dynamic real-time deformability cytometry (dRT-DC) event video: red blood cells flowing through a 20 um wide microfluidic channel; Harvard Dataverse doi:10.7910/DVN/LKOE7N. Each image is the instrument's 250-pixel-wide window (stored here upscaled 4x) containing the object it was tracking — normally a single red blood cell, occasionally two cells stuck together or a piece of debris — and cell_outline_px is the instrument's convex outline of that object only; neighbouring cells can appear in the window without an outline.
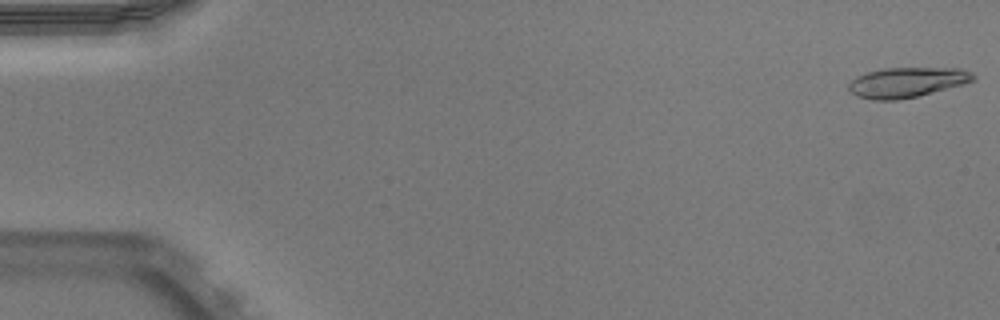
{"species": "Egyptian fruit bat (a non-hibernating species)", "species_latin": "Rousettus aegyptiacus", "temperature_condition": "warm", "stored_images_in_passage": 51, "camera_frame_rate_fps": 3000, "um_per_image_px": 0.085, "animal": {"sex": "male"}, "frame": {"image": 1, "passage_image": 1, "time_ms": 0.0, "image_size_px": [1000, 320], "cell_outline_px": [[976, 80], [964, 84], [916, 96], [896, 100], [872, 100], [856, 96], [848, 88], [848, 84], [856, 76], [868, 72], [884, 68], [960, 68], [972, 72], [976, 76]], "centroid_in_image_um": [77.1, 6.99], "position_along_channel_um": 7.9, "area_um2": 21.79}}
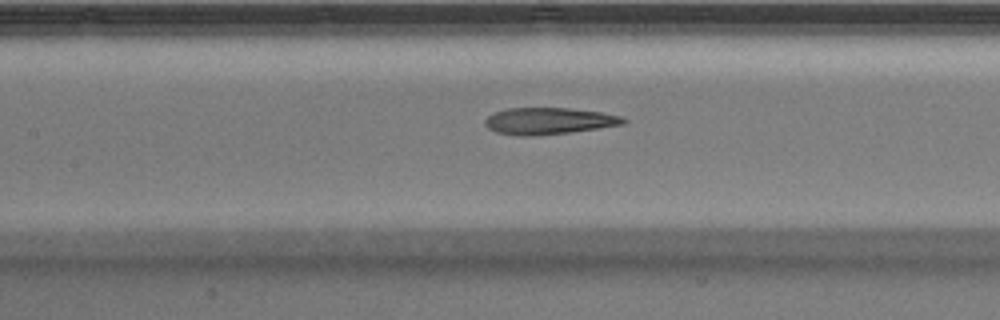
{"frame": {"image": 2, "passage_image": 24, "time_ms": 7.667, "image_size_px": [1000, 320], "cell_outline_px": [[628, 120], [624, 124], [600, 128], [568, 132], [528, 136], [524, 136], [496, 132], [488, 128], [484, 124], [484, 120], [488, 116], [496, 112], [508, 108], [568, 108], [600, 112], [620, 116]], "centroid_in_image_um": [46.64, 10.28], "position_along_channel_um": 160.8, "area_um2": 21.27}}
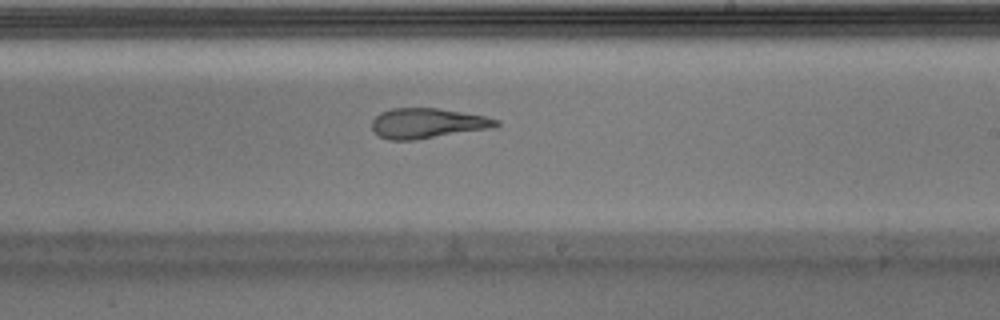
{"frame": {"image": 3, "passage_image": 31, "time_ms": 10.0, "image_size_px": [1000, 320], "cell_outline_px": [[500, 124], [488, 128], [416, 140], [388, 140], [380, 136], [372, 128], [372, 120], [380, 112], [392, 108], [440, 108], [484, 116], [500, 120]], "centroid_in_image_um": [36.29, 10.47], "position_along_channel_um": 252.7, "area_um2": 21.62}, "authors_computed_cell_mechanics": {"area_um2": 22.1952, "velocity_mm_per_s": 3.9532, "shape_relaxation_time_tau1_ms": null, "shape_relaxation_time_tau2_ms": 2.6184, "deformation_change_tau1": null, "deformation_change_tau2": 0.133}}